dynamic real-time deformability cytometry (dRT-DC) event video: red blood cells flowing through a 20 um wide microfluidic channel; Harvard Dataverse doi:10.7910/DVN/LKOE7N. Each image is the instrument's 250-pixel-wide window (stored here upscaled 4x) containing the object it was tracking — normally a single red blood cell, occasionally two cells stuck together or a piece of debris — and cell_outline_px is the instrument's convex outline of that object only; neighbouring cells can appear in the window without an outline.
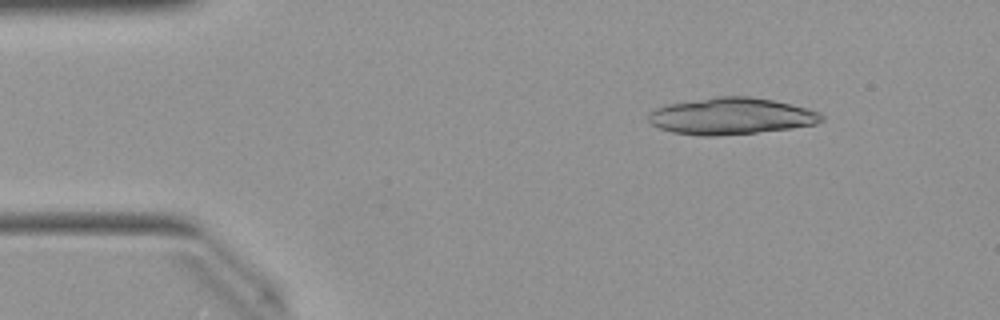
{"species": "Egyptian fruit bat (a non-hibernating species)", "species_latin": "Rousettus aegyptiacus", "temperature_condition": "warm", "stored_images_in_passage": 38, "camera_frame_rate_fps": 3000, "um_per_image_px": 0.085, "animal": {"sex": "female"}, "frame": {"image": 1, "passage_image": 5, "time_ms": 1.333, "image_size_px": [1000, 320], "cell_outline_px": [[824, 120], [816, 124], [792, 128], [756, 132], [716, 136], [704, 136], [672, 132], [660, 128], [652, 124], [648, 120], [648, 116], [656, 108], [668, 104], [716, 96], [748, 96], [772, 100], [820, 112], [824, 116]], "centroid_in_image_um": [62.15, 9.87], "position_along_channel_um": 22.8, "area_um2": 36.7}}
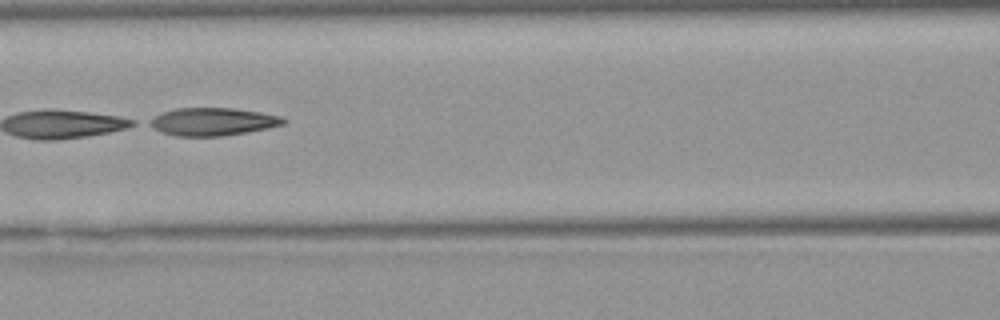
{"frame": {"image": 2, "passage_image": 20, "time_ms": 6.333, "image_size_px": [1000, 320], "cell_outline_px": [[284, 124], [268, 128], [248, 132], [224, 136], [176, 136], [160, 132], [144, 124], [148, 120], [164, 112], [176, 108], [232, 108], [260, 112], [280, 116], [284, 120]], "centroid_in_image_um": [18.02, 10.35], "position_along_channel_um": 148.6, "area_um2": 21.73}}